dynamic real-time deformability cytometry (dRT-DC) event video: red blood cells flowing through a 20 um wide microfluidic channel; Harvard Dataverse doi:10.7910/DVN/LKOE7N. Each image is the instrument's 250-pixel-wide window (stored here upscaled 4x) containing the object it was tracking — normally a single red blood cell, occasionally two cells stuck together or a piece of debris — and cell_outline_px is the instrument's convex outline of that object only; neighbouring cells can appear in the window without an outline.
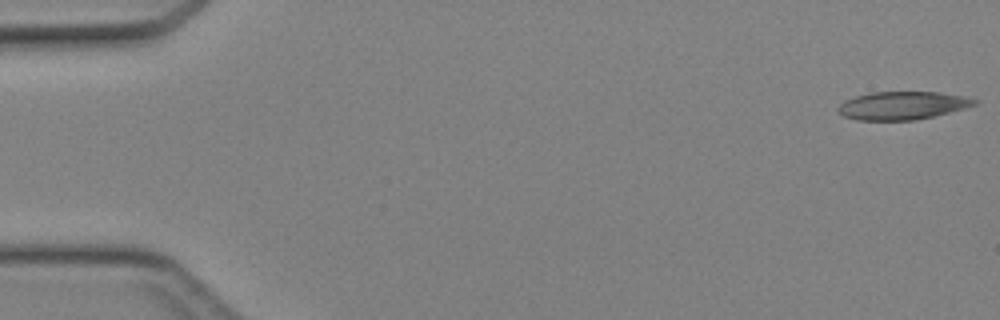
{"species": "Egyptian fruit bat (a non-hibernating species)", "species_latin": "Rousettus aegyptiacus", "temperature_condition": "cold", "stored_images_in_passage": 10, "camera_frame_rate_fps": 3000, "um_per_image_px": 0.085, "animal": {"sex": "female"}, "frame": {"image": 1, "passage_image": 1, "time_ms": 0.0, "image_size_px": [1000, 320], "cell_outline_px": [[980, 100], [976, 104], [964, 108], [932, 116], [912, 120], [856, 120], [844, 116], [836, 112], [836, 108], [844, 100], [856, 96], [872, 92], [936, 92], [960, 96]], "centroid_in_image_um": [76.63, 8.97], "position_along_channel_um": 8.4, "area_um2": 22.08}}